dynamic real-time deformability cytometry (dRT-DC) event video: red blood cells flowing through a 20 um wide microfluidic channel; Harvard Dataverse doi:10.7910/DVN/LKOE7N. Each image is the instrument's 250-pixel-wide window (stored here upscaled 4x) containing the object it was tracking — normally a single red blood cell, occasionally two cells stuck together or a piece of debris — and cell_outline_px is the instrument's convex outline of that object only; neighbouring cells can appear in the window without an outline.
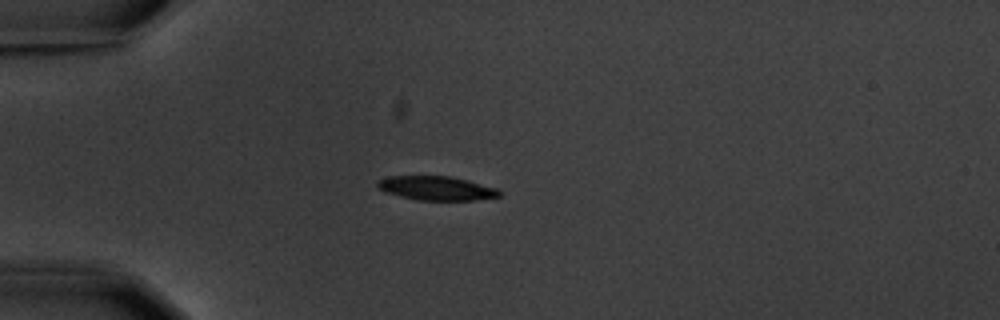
{"species": "common noctule bat (a hibernating species)", "species_latin": "Nyctalus noctula", "temperature_condition": "warm", "stored_images_in_passage": 5, "camera_frame_rate_fps": 3000, "um_per_image_px": 0.085, "animal": {"sex": "male", "body_mass_g": 20.1, "forearm_length_mm": 53.5}, "frame": {"image": 1, "passage_image": 4, "time_ms": 3.667, "image_size_px": [1000, 320], "cell_outline_px": [[504, 192], [500, 196], [476, 200], [416, 200], [384, 192], [376, 184], [376, 180], [388, 176], [448, 176], [468, 180], [496, 188]], "centroid_in_image_um": [37.1, 16.0], "position_along_channel_um": 47.9, "area_um2": 17.17}}